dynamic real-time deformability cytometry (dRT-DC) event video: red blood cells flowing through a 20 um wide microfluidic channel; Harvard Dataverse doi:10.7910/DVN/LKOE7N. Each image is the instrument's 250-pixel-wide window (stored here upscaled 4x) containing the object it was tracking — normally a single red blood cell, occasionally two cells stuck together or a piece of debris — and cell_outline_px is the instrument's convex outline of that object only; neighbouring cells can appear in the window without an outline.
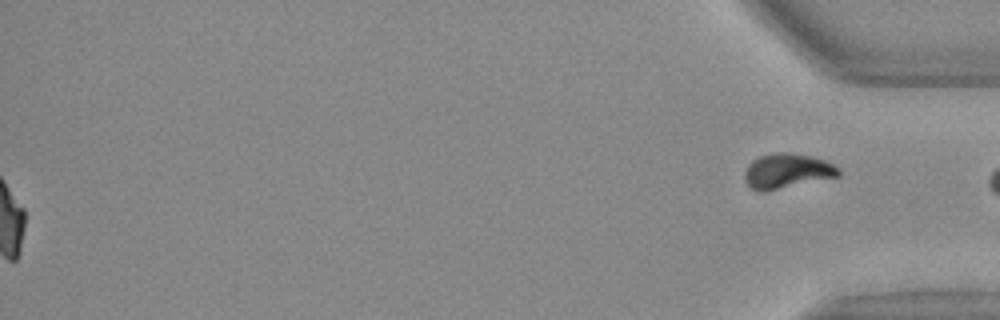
{"species": "Egyptian fruit bat (a non-hibernating species)", "species_latin": "Rousettus aegyptiacus", "temperature_condition": "warm", "stored_images_in_passage": 38, "segment_of_instrument_passage": [2, 2], "camera_frame_rate_fps": 3000, "um_per_image_px": 0.085, "animal": {"sex": "female"}, "frame": {"image": 1, "passage_image": 38, "time_ms": 12.333, "image_size_px": [1000, 320], "cell_outline_px": [[840, 176], [764, 192], [760, 192], [752, 188], [744, 180], [744, 172], [748, 164], [752, 160], [760, 156], [776, 152], [784, 152], [812, 156], [824, 160], [840, 168]], "centroid_in_image_um": [66.89, 14.54], "position_along_channel_um": 368.3, "area_um2": 19.13}}